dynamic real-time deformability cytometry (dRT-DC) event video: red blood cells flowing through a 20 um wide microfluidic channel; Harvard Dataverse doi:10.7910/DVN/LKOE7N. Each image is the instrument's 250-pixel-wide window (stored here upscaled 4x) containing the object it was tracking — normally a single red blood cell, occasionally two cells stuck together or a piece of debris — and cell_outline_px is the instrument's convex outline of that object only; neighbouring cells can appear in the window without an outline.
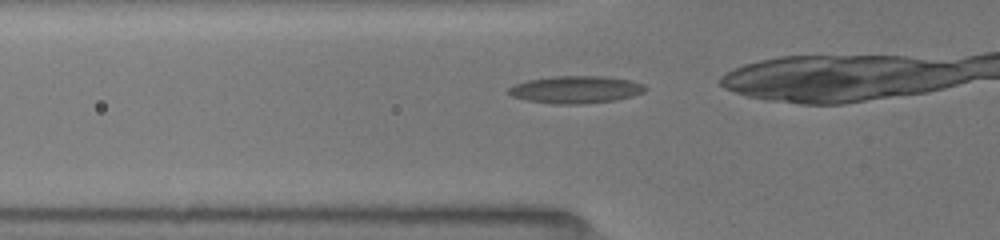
{"species": "common noctule bat (a hibernating species)", "species_latin": "Nyctalus noctula", "temperature_condition": "room temperature", "stored_images_in_passage": 13, "camera_frame_rate_fps": 3000, "um_per_image_px": 0.085, "animal": {"sex": "female", "body_mass_g": 19.5, "forearm_length_mm": 54.1}, "frame": {"image": 1, "passage_image": 8, "time_ms": 2.333, "image_size_px": [1000, 240], "cell_outline_px": [[648, 88], [644, 92], [632, 96], [616, 100], [580, 104], [556, 104], [528, 100], [512, 96], [508, 92], [508, 88], [516, 84], [528, 80], [552, 76], [604, 76], [632, 80], [644, 84]], "centroid_in_image_um": [48.99, 7.61], "position_along_channel_um": 76.8, "area_um2": 21.79}}
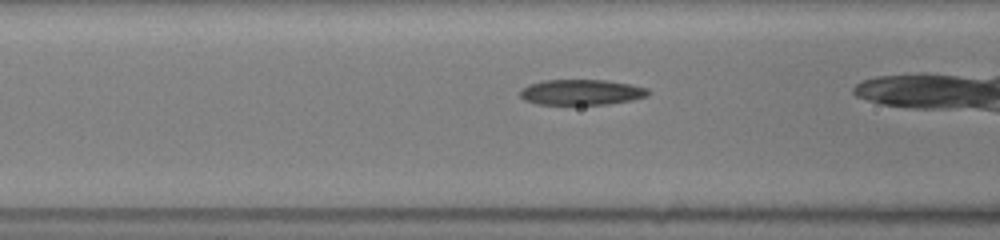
{"frame": {"image": 2, "passage_image": 11, "time_ms": 3.333, "image_size_px": [1000, 240], "cell_outline_px": [[652, 92], [648, 96], [632, 100], [608, 104], [536, 104], [524, 100], [520, 96], [520, 92], [528, 84], [544, 80], [608, 80], [648, 88]], "centroid_in_image_um": [49.44, 7.84], "position_along_channel_um": 117.2, "area_um2": 19.07}}